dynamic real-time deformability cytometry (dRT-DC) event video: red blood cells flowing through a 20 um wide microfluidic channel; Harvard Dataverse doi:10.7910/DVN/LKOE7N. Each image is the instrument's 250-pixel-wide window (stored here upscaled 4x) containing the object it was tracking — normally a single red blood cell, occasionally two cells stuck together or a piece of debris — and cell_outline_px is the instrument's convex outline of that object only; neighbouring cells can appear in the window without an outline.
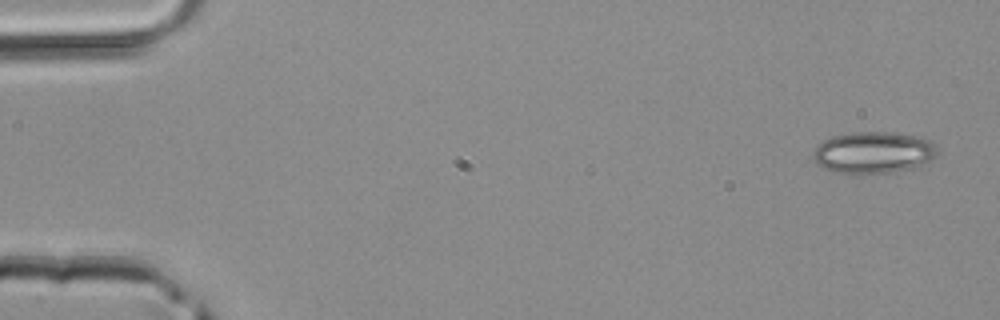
{"species": "common noctule bat (a hibernating species)", "species_latin": "Nyctalus noctula", "temperature_condition": "room temperature", "stored_images_in_passage": 3, "camera_frame_rate_fps": 3000, "um_per_image_px": 0.085, "animal": {"sex": "male", "body_mass_g": 20.4}, "frame": {"image": 1, "passage_image": 1, "time_ms": 0.0, "image_size_px": [1000, 320], "cell_outline_px": [[940, 152], [936, 156], [920, 168], [896, 172], [852, 176], [832, 172], [824, 168], [812, 156], [812, 152], [824, 140], [832, 136], [852, 132], [888, 132], [912, 136], [928, 140]], "centroid_in_image_um": [74.25, 13.02], "position_along_channel_um": 10.8, "area_um2": 30.81}}